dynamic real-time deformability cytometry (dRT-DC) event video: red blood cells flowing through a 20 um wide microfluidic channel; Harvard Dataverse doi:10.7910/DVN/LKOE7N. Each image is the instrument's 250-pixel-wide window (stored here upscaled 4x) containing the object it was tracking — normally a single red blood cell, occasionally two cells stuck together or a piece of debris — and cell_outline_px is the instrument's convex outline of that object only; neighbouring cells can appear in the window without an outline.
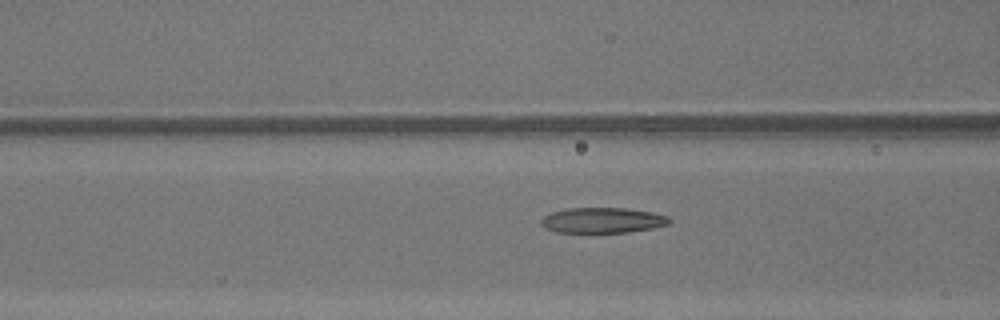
{"species": "common noctule bat (a hibernating species)", "species_latin": "Nyctalus noctula", "temperature_condition": "warm", "stored_images_in_passage": 48, "camera_frame_rate_fps": 3000, "um_per_image_px": 0.085, "animal": {"sex": "male", "body_mass_g": 13.3}, "frame": {"image": 1, "passage_image": 20, "time_ms": 6.333, "image_size_px": [1000, 320], "cell_outline_px": [[672, 220], [668, 224], [652, 228], [628, 232], [556, 232], [544, 228], [540, 224], [540, 220], [544, 216], [552, 212], [568, 208], [628, 208], [652, 212], [668, 216]], "centroid_in_image_um": [51.2, 18.72], "position_along_channel_um": 115.4, "area_um2": 19.02}}
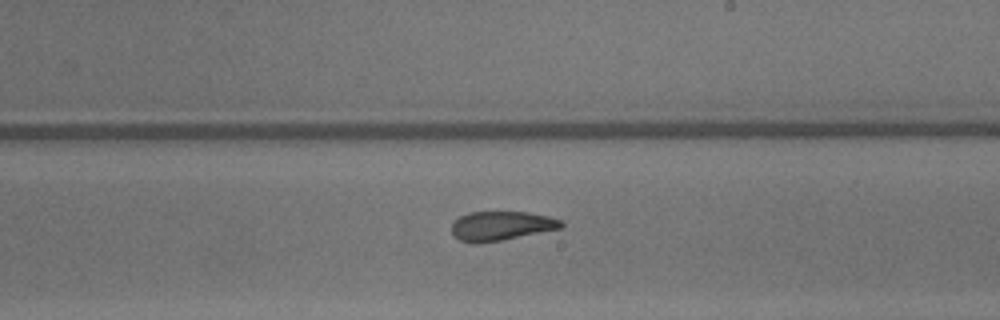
{"frame": {"image": 2, "passage_image": 29, "time_ms": 9.333, "image_size_px": [1000, 320], "cell_outline_px": [[564, 224], [560, 228], [500, 240], [476, 244], [472, 244], [460, 240], [452, 236], [452, 224], [460, 216], [468, 212], [528, 212], [548, 216], [564, 220]], "centroid_in_image_um": [42.58, 19.19], "position_along_channel_um": 246.4, "area_um2": 18.61}}
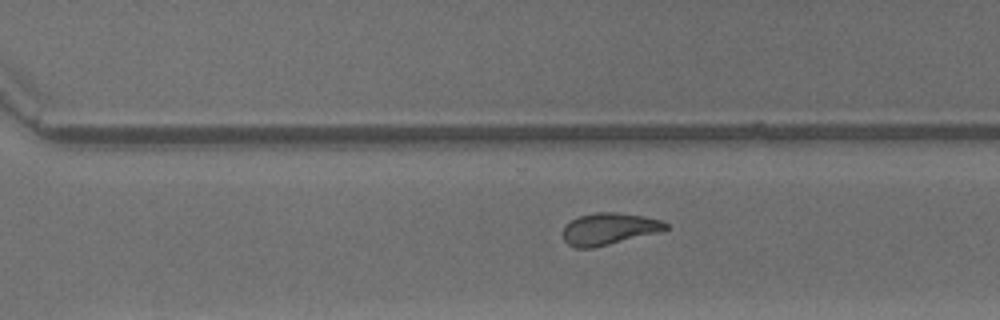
{"frame": {"image": 3, "passage_image": 34, "time_ms": 11.0, "image_size_px": [1000, 320], "cell_outline_px": [[668, 228], [660, 232], [592, 248], [576, 248], [568, 244], [564, 240], [564, 224], [580, 216], [596, 212], [616, 212], [640, 216], [660, 220], [668, 224]], "centroid_in_image_um": [51.75, 19.46], "position_along_channel_um": 318.8, "area_um2": 18.84}, "authors_computed_cell_mechanics": {"area_um2": 20.0277, "velocity_mm_per_s": 4.367, "shape_relaxation_time_tau1_ms": 4.6067, "shape_relaxation_time_tau2_ms": 1.7307, "deformation_change_tau1": 0.1782, "deformation_change_tau2": 0.1024}}